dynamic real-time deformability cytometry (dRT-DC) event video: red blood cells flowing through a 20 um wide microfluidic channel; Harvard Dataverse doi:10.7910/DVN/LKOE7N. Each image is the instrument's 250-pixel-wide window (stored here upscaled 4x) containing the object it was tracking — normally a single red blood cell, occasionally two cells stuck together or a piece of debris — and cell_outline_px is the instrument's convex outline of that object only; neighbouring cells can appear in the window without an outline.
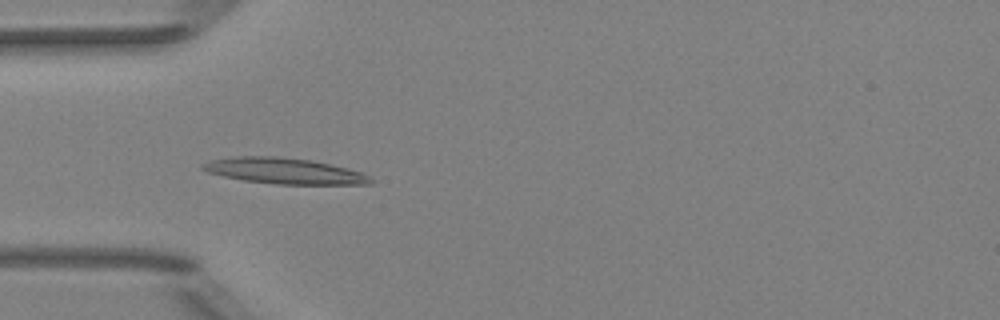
{"species": "Egyptian fruit bat (a non-hibernating species)", "species_latin": "Rousettus aegyptiacus", "temperature_condition": "room temperature", "stored_images_in_passage": 31, "camera_frame_rate_fps": 3000, "um_per_image_px": 0.085, "animal": {"sex": "female"}, "frame": {"image": 1, "passage_image": 5, "time_ms": 1.333, "image_size_px": [1000, 320], "cell_outline_px": [[372, 184], [276, 184], [244, 180], [224, 176], [208, 172], [200, 168], [200, 164], [208, 160], [236, 156], [276, 156], [312, 160], [348, 168], [360, 172], [368, 176], [372, 180]], "centroid_in_image_um": [24.12, 14.52], "position_along_channel_um": 60.9, "area_um2": 25.26}}
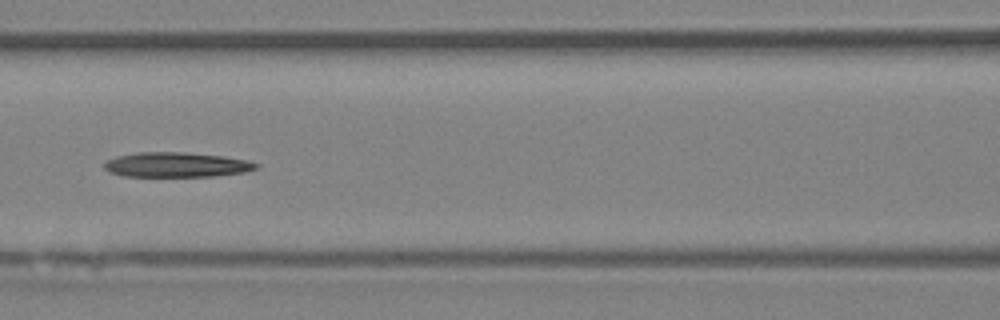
{"frame": {"image": 2, "passage_image": 12, "time_ms": 3.667, "image_size_px": [1000, 320], "cell_outline_px": [[260, 164], [256, 168], [244, 172], [216, 176], [124, 176], [108, 172], [104, 168], [104, 164], [108, 160], [116, 156], [136, 152], [184, 152], [224, 156], [248, 160]], "centroid_in_image_um": [14.99, 14.0], "position_along_channel_um": 151.6, "area_um2": 22.02}}
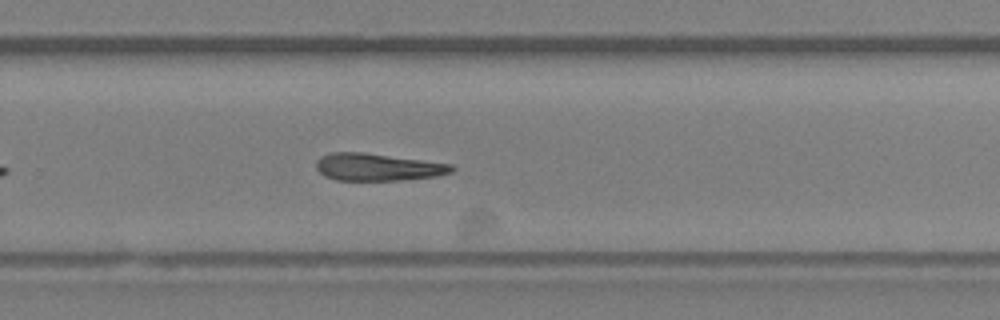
{"frame": {"image": 3, "passage_image": 23, "time_ms": 7.333, "image_size_px": [1000, 320], "cell_outline_px": [[456, 168], [452, 172], [436, 176], [404, 180], [336, 180], [324, 176], [316, 168], [316, 160], [320, 156], [328, 152], [360, 152], [452, 164]], "centroid_in_image_um": [32.07, 14.2], "position_along_channel_um": 297.7, "area_um2": 21.56}}